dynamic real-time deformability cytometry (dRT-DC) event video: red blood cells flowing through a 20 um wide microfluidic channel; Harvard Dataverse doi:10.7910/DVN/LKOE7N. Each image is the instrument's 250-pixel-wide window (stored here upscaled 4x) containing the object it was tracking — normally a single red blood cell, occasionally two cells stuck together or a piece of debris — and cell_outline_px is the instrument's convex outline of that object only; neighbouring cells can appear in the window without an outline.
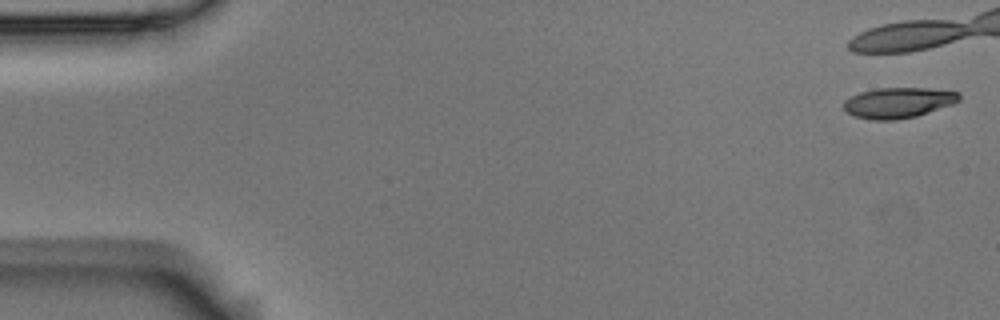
{"species": "Egyptian fruit bat (a non-hibernating species)", "species_latin": "Rousettus aegyptiacus", "temperature_condition": "room temperature", "stored_images_in_passage": 6, "camera_frame_rate_fps": 3000, "um_per_image_px": 0.085, "animal": {"sex": "male"}, "frame": {"image": 1, "passage_image": 1, "time_ms": 0.0, "image_size_px": [1000, 320], "cell_outline_px": [[960, 100], [952, 104], [916, 116], [896, 120], [872, 120], [856, 116], [848, 112], [844, 108], [844, 100], [860, 92], [876, 88], [928, 88], [960, 92]], "centroid_in_image_um": [76.36, 8.72], "position_along_channel_um": 8.6, "area_um2": 20.4}}
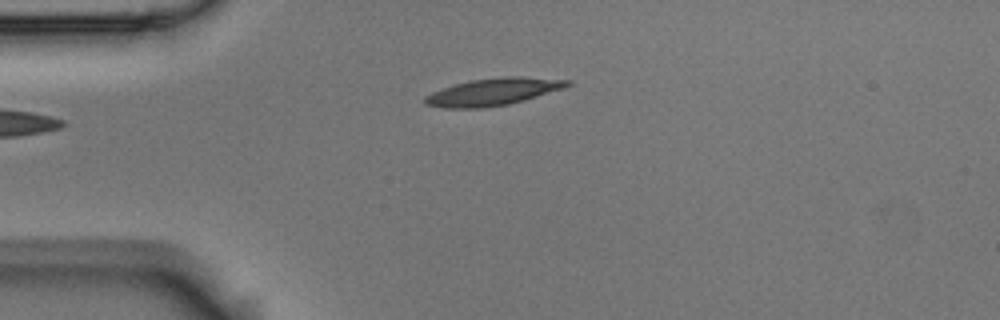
{"frame": {"image": 2, "passage_image": 6, "time_ms": 1.667, "image_size_px": [1000, 320], "cell_outline_px": [[572, 84], [564, 88], [524, 100], [508, 104], [484, 108], [444, 108], [424, 104], [424, 96], [432, 92], [452, 84], [472, 80], [500, 76], [520, 76], [572, 80]], "centroid_in_image_um": [41.91, 7.79], "position_along_channel_um": 43.1, "area_um2": 22.77}}